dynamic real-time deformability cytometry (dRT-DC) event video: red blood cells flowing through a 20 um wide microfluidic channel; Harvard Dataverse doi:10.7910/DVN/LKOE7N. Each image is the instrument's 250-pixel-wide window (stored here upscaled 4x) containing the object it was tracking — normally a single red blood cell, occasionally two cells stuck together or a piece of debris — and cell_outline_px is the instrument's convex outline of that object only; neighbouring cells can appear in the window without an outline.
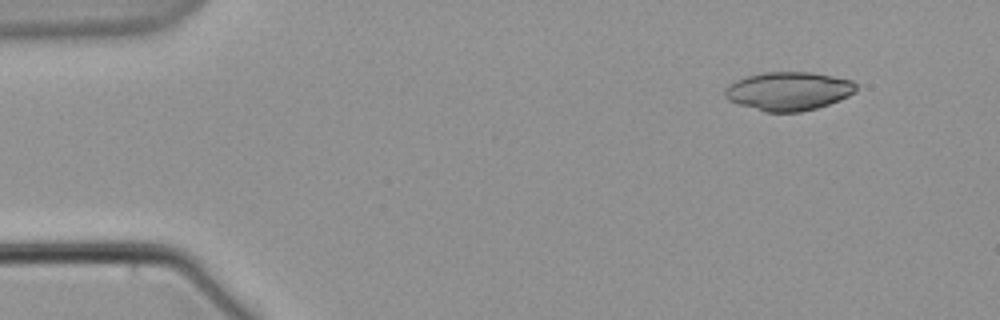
{"species": "common noctule bat (a hibernating species)", "species_latin": "Nyctalus noctula", "temperature_condition": "warm", "stored_images_in_passage": 3, "camera_frame_rate_fps": 3000, "um_per_image_px": 0.085, "animal": {"sex": "male", "body_mass_g": 21.5, "forearm_length_mm": 52.0}, "frame": {"image": 1, "passage_image": 1, "time_ms": 0.0, "image_size_px": [1000, 320], "cell_outline_px": [[856, 92], [840, 100], [816, 108], [800, 112], [764, 112], [728, 100], [724, 96], [724, 88], [728, 84], [744, 76], [764, 72], [812, 72], [852, 80], [856, 84]], "centroid_in_image_um": [67.0, 7.74], "position_along_channel_um": 18.0, "area_um2": 29.65}}